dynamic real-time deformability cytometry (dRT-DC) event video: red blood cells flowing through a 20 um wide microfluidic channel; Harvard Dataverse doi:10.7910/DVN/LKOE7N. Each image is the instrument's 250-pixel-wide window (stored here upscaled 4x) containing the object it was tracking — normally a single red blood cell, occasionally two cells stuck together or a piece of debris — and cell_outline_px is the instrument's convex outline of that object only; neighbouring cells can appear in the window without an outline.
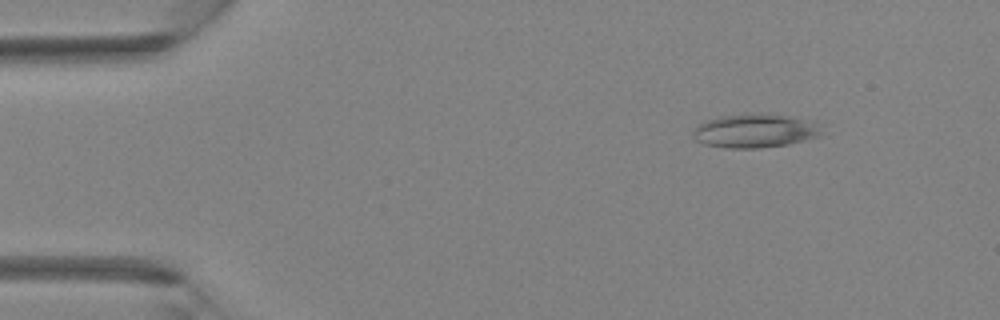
{"species": "Egyptian fruit bat (a non-hibernating species)", "species_latin": "Rousettus aegyptiacus", "temperature_condition": "room temperature", "stored_images_in_passage": 42, "segment_of_instrument_passage": [1, 2], "camera_frame_rate_fps": 3000, "um_per_image_px": 0.085, "animal": {"sex": "female"}, "frame": {"image": 1, "passage_image": 5, "time_ms": 1.333, "image_size_px": [1000, 320], "cell_outline_px": [[820, 136], [788, 144], [760, 148], [724, 148], [704, 144], [696, 140], [692, 132], [696, 124], [704, 120], [720, 116], [744, 112], [788, 116], [812, 120], [816, 124], [820, 132]], "centroid_in_image_um": [64.09, 11.1], "position_along_channel_um": 20.9, "area_um2": 25.55}}
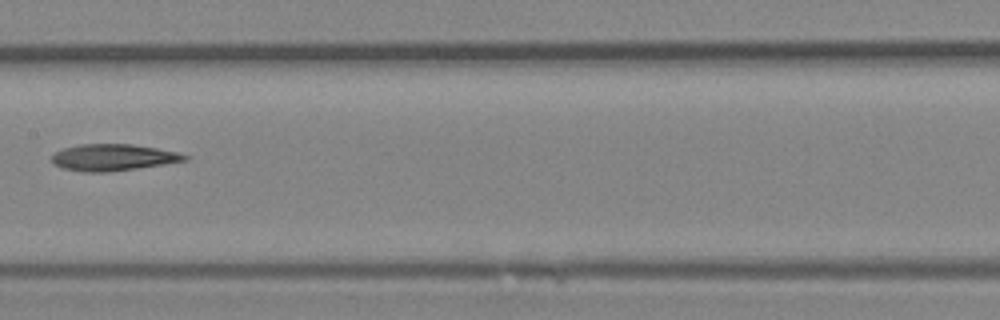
{"frame": {"image": 2, "passage_image": 21, "time_ms": 6.667, "image_size_px": [1000, 320], "cell_outline_px": [[188, 160], [164, 164], [136, 168], [104, 172], [84, 172], [64, 168], [52, 164], [52, 156], [56, 152], [64, 148], [80, 144], [132, 144], [156, 148], [176, 152], [188, 156]], "centroid_in_image_um": [9.59, 13.38], "position_along_channel_um": 197.8, "area_um2": 20.35}}
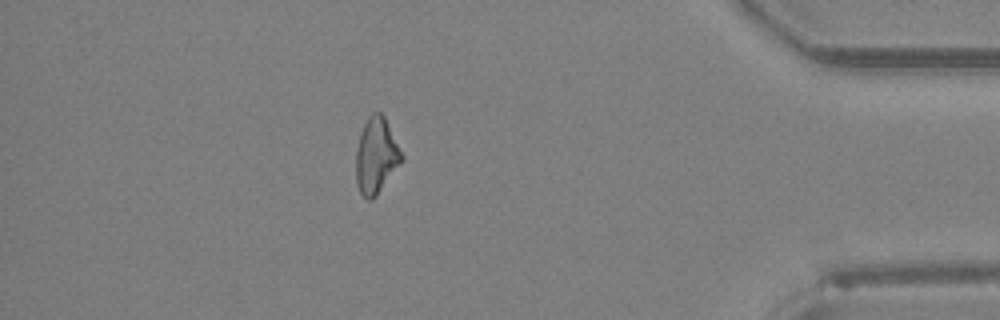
{"frame": {"image": 3, "passage_image": 36, "time_ms": 11.667, "image_size_px": [1000, 320], "cell_outline_px": [[404, 160], [376, 196], [372, 200], [368, 200], [360, 192], [356, 184], [356, 148], [360, 132], [368, 116], [372, 112], [380, 112], [384, 116], [404, 156]], "centroid_in_image_um": [31.98, 13.24], "position_along_channel_um": 403.2, "area_um2": 20.35}}